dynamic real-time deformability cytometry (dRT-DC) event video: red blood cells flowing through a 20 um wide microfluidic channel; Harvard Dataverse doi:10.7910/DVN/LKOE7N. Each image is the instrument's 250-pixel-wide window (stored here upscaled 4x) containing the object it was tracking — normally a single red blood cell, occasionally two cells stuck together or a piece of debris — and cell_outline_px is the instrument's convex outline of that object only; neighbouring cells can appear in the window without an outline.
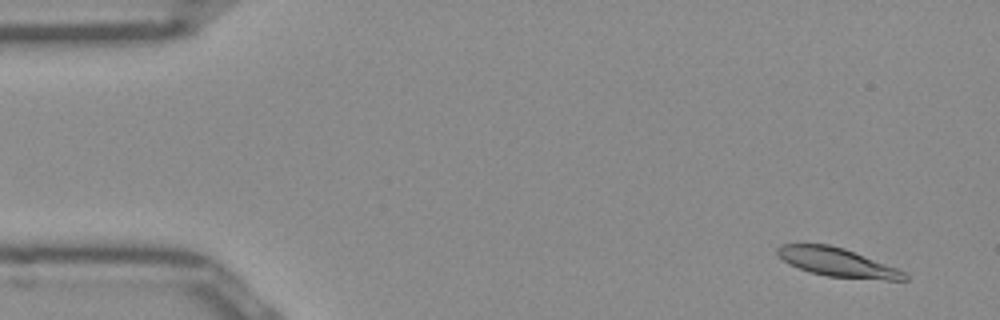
{"species": "Egyptian fruit bat (a non-hibernating species)", "species_latin": "Rousettus aegyptiacus", "temperature_condition": "room temperature", "stored_images_in_passage": 13, "camera_frame_rate_fps": 3000, "um_per_image_px": 0.085, "frame": {"image": 1, "passage_image": 3, "time_ms": 0.667, "image_size_px": [1000, 320], "cell_outline_px": [[908, 280], [884, 280], [828, 276], [812, 272], [788, 264], [776, 252], [776, 248], [780, 244], [828, 244], [844, 248], [896, 268], [904, 272], [908, 276]], "centroid_in_image_um": [71.16, 22.29], "position_along_channel_um": 13.8, "area_um2": 20.92}}